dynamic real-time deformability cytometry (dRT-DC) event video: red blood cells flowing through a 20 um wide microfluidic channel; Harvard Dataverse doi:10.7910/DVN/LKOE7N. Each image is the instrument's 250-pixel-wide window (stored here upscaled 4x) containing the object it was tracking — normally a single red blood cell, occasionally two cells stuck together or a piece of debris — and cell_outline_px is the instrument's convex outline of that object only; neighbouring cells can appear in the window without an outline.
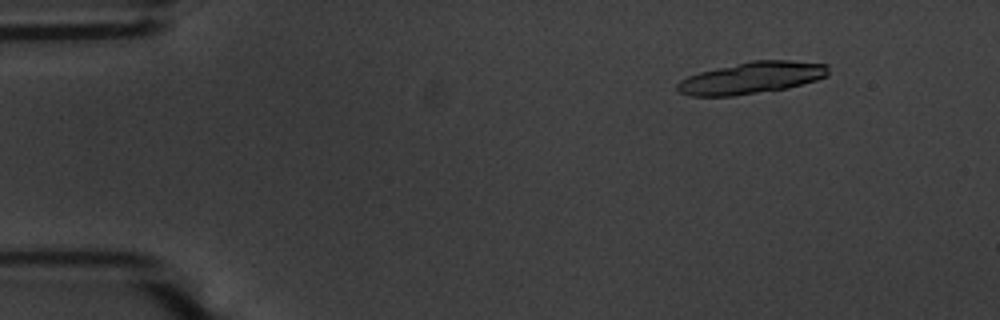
{"species": "common noctule bat (a hibernating species)", "species_latin": "Nyctalus noctula", "temperature_condition": "warm", "stored_images_in_passage": 12, "camera_frame_rate_fps": 3000, "um_per_image_px": 0.085, "animal": {"sex": "male", "body_mass_g": 20.1, "forearm_length_mm": 53.5}, "frame": {"image": 1, "passage_image": 7, "time_ms": 2.0, "image_size_px": [1000, 320], "cell_outline_px": [[828, 76], [816, 80], [788, 88], [732, 96], [688, 96], [680, 92], [676, 88], [676, 84], [680, 80], [688, 76], [700, 72], [716, 68], [752, 60], [788, 60], [828, 64]], "centroid_in_image_um": [63.88, 6.62], "position_along_channel_um": 21.1, "area_um2": 27.98}}